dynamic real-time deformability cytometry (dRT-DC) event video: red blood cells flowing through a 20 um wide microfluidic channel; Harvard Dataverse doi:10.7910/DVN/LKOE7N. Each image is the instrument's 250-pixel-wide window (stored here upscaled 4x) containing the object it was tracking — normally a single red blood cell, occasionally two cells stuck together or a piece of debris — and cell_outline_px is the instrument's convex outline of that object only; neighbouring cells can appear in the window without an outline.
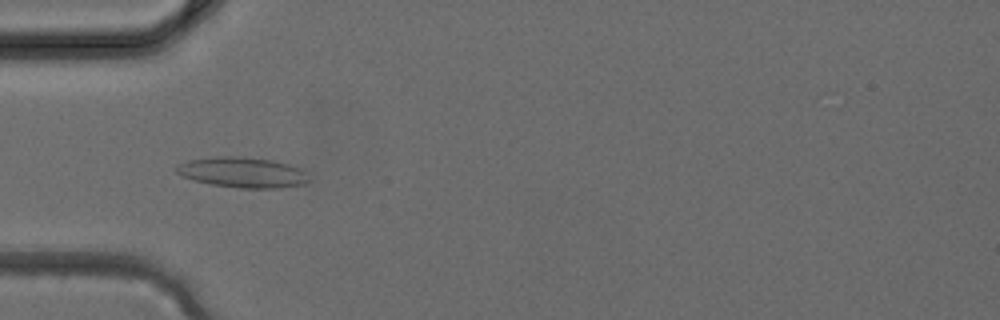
{"species": "common noctule bat (a hibernating species)", "species_latin": "Nyctalus noctula", "temperature_condition": "cold", "stored_images_in_passage": 34, "camera_frame_rate_fps": 3000, "um_per_image_px": 0.085, "animal": {"sex": "female", "body_mass_g": 24.6, "forearm_length_mm": 56.2}, "frame": {"image": 1, "passage_image": 8, "time_ms": 2.333, "image_size_px": [1000, 320], "cell_outline_px": [[308, 180], [304, 184], [280, 188], [240, 188], [212, 184], [196, 180], [184, 176], [176, 172], [176, 164], [188, 160], [216, 156], [240, 156], [272, 160], [288, 164], [300, 168], [304, 172]], "centroid_in_image_um": [20.6, 14.64], "position_along_channel_um": 64.4, "area_um2": 23.29}}
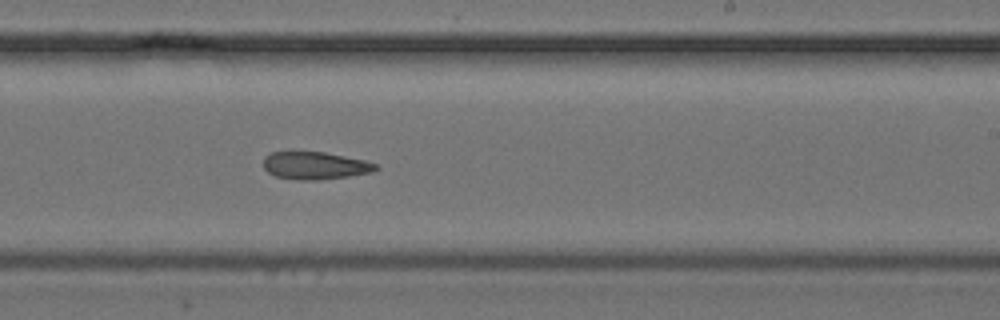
{"frame": {"image": 2, "passage_image": 19, "time_ms": 6.0, "image_size_px": [1000, 320], "cell_outline_px": [[380, 168], [372, 172], [348, 176], [316, 180], [300, 180], [276, 176], [268, 172], [264, 168], [264, 156], [272, 152], [292, 148], [324, 152], [364, 160], [376, 164]], "centroid_in_image_um": [26.71, 14.02], "position_along_channel_um": 262.3, "area_um2": 18.61}}
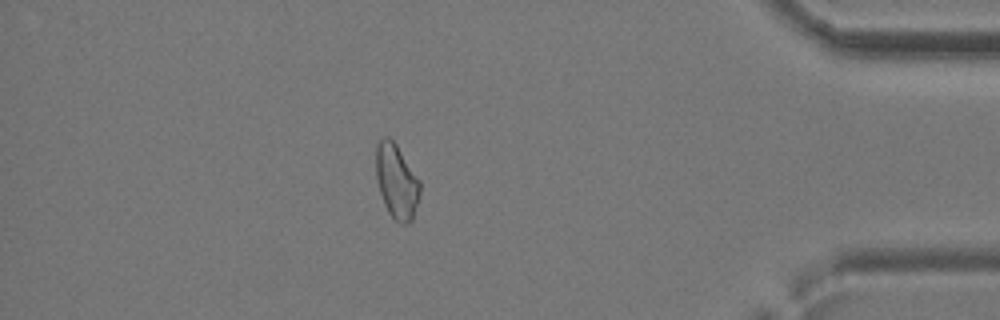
{"frame": {"image": 3, "passage_image": 29, "time_ms": 9.333, "image_size_px": [1000, 320], "cell_outline_px": [[420, 192], [412, 220], [408, 224], [400, 224], [388, 212], [384, 204], [376, 180], [376, 144], [384, 136], [388, 136], [396, 144], [420, 180]], "centroid_in_image_um": [33.7, 15.41], "position_along_channel_um": 401.5, "area_um2": 19.07}}